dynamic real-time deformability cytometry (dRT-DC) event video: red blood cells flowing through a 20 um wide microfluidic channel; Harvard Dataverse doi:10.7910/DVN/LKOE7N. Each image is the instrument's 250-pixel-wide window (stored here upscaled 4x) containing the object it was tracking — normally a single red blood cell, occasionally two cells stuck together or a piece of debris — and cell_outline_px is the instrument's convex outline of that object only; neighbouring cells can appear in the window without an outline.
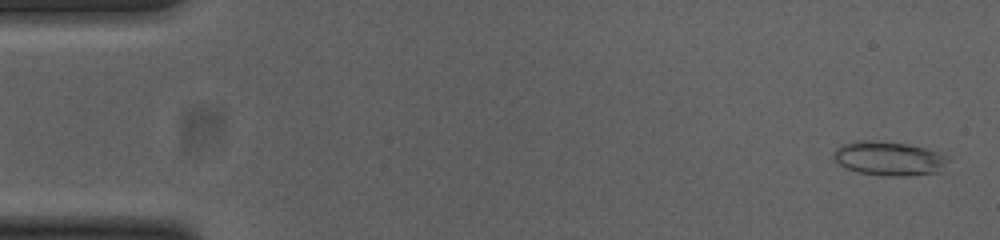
{"species": "common noctule bat (a hibernating species)", "species_latin": "Nyctalus noctula", "temperature_condition": "cold", "stored_images_in_passage": 53, "camera_frame_rate_fps": 3000, "um_per_image_px": 0.085, "animal": {"sex": "female", "body_mass_g": 23.0, "forearm_length_mm": 53.4}, "frame": {"image": 1, "passage_image": 2, "time_ms": 0.333, "image_size_px": [1000, 240], "cell_outline_px": [[948, 156], [940, 172], [908, 176], [880, 176], [856, 172], [844, 168], [832, 156], [836, 148], [840, 144], [852, 140], [872, 140], [908, 144], [944, 152]], "centroid_in_image_um": [75.53, 13.46], "position_along_channel_um": 9.5, "area_um2": 23.24}}
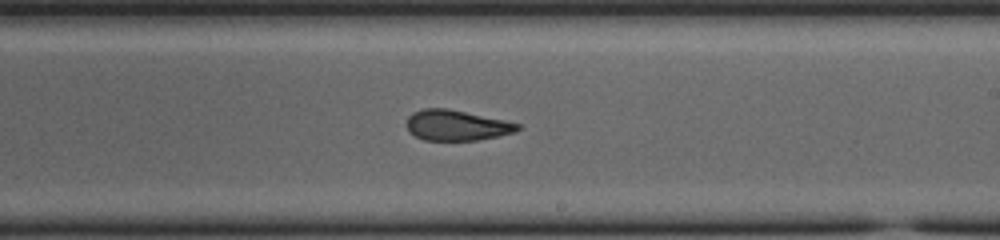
{"frame": {"image": 2, "passage_image": 31, "time_ms": 10.0, "image_size_px": [1000, 240], "cell_outline_px": [[520, 128], [516, 132], [500, 136], [476, 140], [424, 140], [408, 132], [404, 124], [408, 116], [412, 112], [424, 108], [448, 108], [504, 120], [520, 124]], "centroid_in_image_um": [38.76, 10.65], "position_along_channel_um": 250.2, "area_um2": 19.94}}
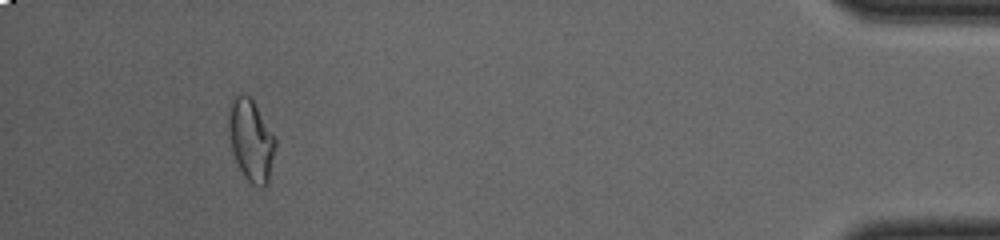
{"frame": {"image": 3, "passage_image": 49, "time_ms": 16.0, "image_size_px": [1000, 240], "cell_outline_px": [[276, 144], [268, 184], [264, 188], [260, 188], [252, 184], [244, 176], [236, 160], [232, 148], [228, 132], [228, 116], [232, 100], [240, 92], [244, 92], [256, 104], [276, 136]], "centroid_in_image_um": [21.36, 11.91], "position_along_channel_um": 413.8, "area_um2": 22.48}, "authors_computed_cell_mechanics": {"area_um2": 21.2126, "velocity_mm_per_s": 3.8583, "shape_relaxation_time_tau1_ms": null, "shape_relaxation_time_tau2_ms": 2.6446, "deformation_change_tau1": null, "deformation_change_tau2": 0.0693}}